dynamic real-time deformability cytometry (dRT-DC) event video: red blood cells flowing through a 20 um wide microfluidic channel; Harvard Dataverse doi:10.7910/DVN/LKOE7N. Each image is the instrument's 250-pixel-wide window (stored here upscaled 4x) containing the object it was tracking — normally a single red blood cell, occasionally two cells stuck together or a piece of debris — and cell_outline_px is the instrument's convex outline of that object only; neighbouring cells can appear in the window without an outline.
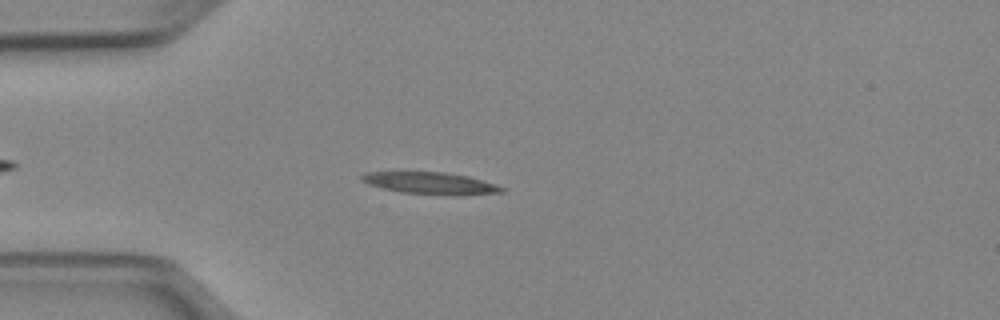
{"species": "Egyptian fruit bat (a non-hibernating species)", "species_latin": "Rousettus aegyptiacus", "temperature_condition": "cold", "stored_images_in_passage": 45, "camera_frame_rate_fps": 3000, "um_per_image_px": 0.085, "animal": {"sex": "female"}, "frame": {"image": 1, "passage_image": 8, "time_ms": 2.333, "image_size_px": [1000, 320], "cell_outline_px": [[504, 192], [464, 196], [452, 196], [400, 192], [380, 188], [368, 184], [360, 180], [360, 176], [364, 172], [444, 172], [468, 176], [504, 188]], "centroid_in_image_um": [36.55, 15.59], "position_along_channel_um": 48.4, "area_um2": 18.09}}
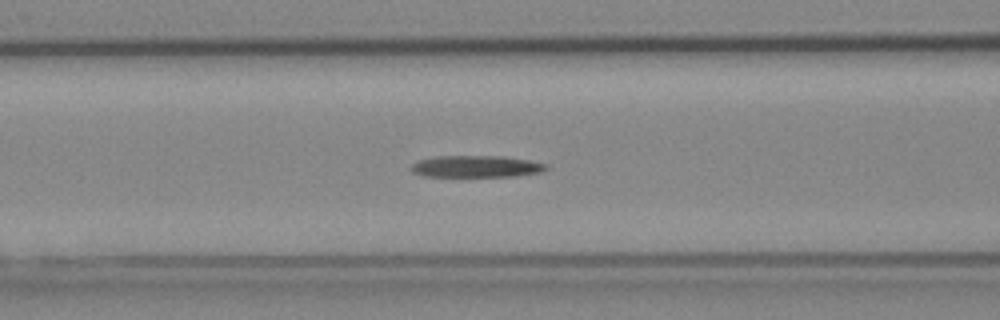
{"frame": {"image": 2, "passage_image": 15, "time_ms": 4.667, "image_size_px": [1000, 320], "cell_outline_px": [[548, 168], [540, 172], [512, 176], [424, 176], [412, 172], [408, 168], [416, 160], [436, 156], [504, 156], [528, 160], [548, 164]], "centroid_in_image_um": [40.42, 14.14], "position_along_channel_um": 126.2, "area_um2": 17.17}}
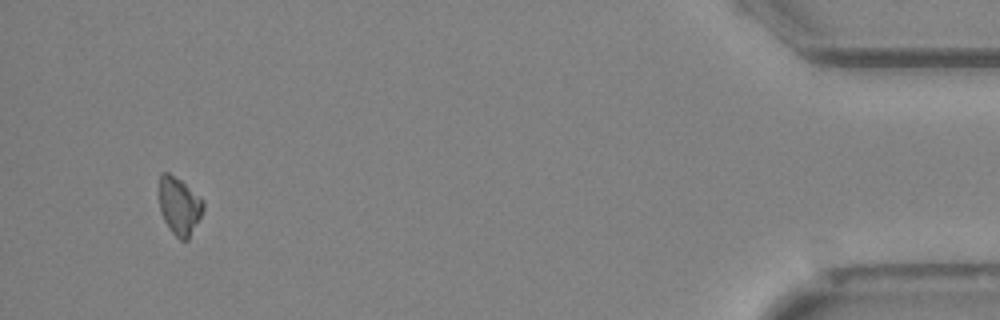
{"frame": {"image": 3, "passage_image": 43, "time_ms": 14.0, "image_size_px": [1000, 320], "cell_outline_px": [[204, 208], [188, 240], [180, 240], [172, 232], [164, 220], [160, 212], [160, 176], [164, 172], [168, 172], [180, 180], [200, 196], [204, 200]], "centroid_in_image_um": [15.25, 17.51], "position_along_channel_um": 419.9, "area_um2": 14.57}}